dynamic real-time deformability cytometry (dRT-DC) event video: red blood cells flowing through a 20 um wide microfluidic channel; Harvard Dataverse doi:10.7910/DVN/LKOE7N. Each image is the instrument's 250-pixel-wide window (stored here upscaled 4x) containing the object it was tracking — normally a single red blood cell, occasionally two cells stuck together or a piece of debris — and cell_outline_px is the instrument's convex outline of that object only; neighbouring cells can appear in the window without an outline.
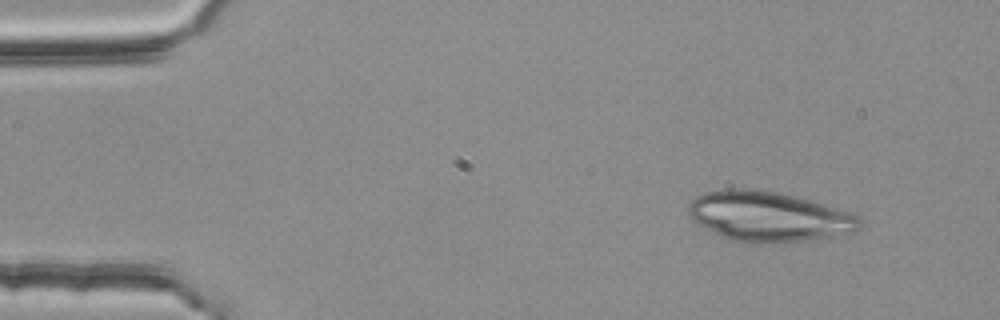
{"species": "common noctule bat (a hibernating species)", "species_latin": "Nyctalus noctula", "temperature_condition": "room temperature", "stored_images_in_passage": 3, "camera_frame_rate_fps": 3000, "um_per_image_px": 0.085, "animal": {"sex": "female", "body_mass_g": 25.1}, "frame": {"image": 1, "passage_image": 1, "time_ms": 0.0, "image_size_px": [1000, 320], "cell_outline_px": [[864, 224], [860, 228], [852, 232], [832, 236], [808, 240], [732, 240], [692, 220], [688, 212], [688, 204], [696, 196], [704, 192], [728, 188], [744, 188], [776, 192], [824, 204], [848, 212], [856, 216]], "centroid_in_image_um": [65.32, 18.35], "position_along_channel_um": 19.7, "area_um2": 48.21}}